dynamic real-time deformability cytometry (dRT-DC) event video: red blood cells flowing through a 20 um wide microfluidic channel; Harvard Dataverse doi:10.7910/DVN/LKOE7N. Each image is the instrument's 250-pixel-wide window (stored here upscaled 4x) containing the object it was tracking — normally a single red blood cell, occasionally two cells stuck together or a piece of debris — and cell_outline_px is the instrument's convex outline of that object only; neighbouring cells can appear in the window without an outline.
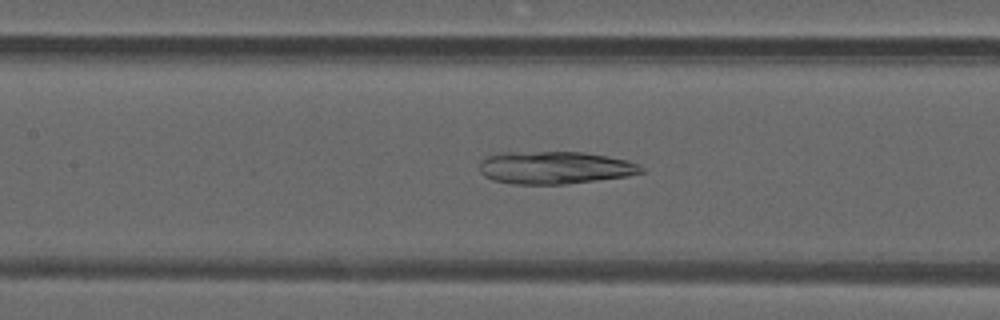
{"species": "common noctule bat (a hibernating species)", "species_latin": "Nyctalus noctula", "temperature_condition": "warm", "stored_images_in_passage": 36, "camera_frame_rate_fps": 3000, "um_per_image_px": 0.085, "animal": {"sex": "male", "forearm_length_mm": 52.5}, "frame": {"image": 1, "passage_image": 10, "time_ms": 3.0, "image_size_px": [1000, 320], "cell_outline_px": [[644, 172], [628, 176], [564, 184], [512, 184], [492, 180], [484, 176], [480, 172], [480, 160], [484, 156], [500, 152], [584, 152], [608, 156], [628, 160], [640, 164], [644, 168]], "centroid_in_image_um": [47.14, 14.24], "position_along_channel_um": 160.3, "area_um2": 31.1}}
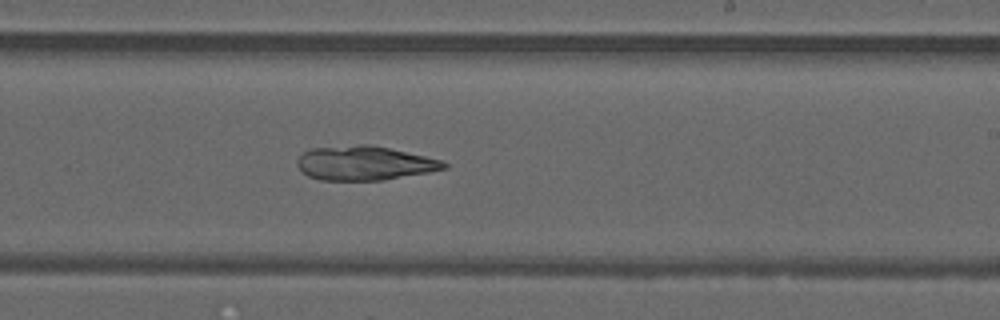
{"frame": {"image": 2, "passage_image": 17, "time_ms": 5.333, "image_size_px": [1000, 320], "cell_outline_px": [[448, 168], [428, 172], [380, 180], [320, 180], [308, 176], [296, 164], [296, 160], [304, 152], [312, 148], [360, 144], [372, 144], [444, 160], [448, 164]], "centroid_in_image_um": [31.0, 13.85], "position_along_channel_um": 258.0, "area_um2": 29.25}}
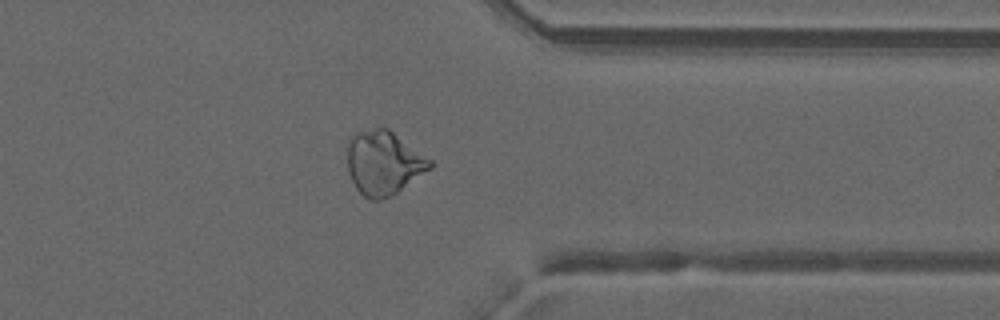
{"frame": {"image": 3, "passage_image": 26, "time_ms": 8.333, "image_size_px": [1000, 320], "cell_outline_px": [[432, 168], [396, 192], [380, 200], [368, 200], [356, 188], [348, 172], [348, 140], [356, 132], [376, 128], [388, 128], [432, 160]], "centroid_in_image_um": [32.6, 13.84], "position_along_channel_um": 378.8, "area_um2": 30.52}}